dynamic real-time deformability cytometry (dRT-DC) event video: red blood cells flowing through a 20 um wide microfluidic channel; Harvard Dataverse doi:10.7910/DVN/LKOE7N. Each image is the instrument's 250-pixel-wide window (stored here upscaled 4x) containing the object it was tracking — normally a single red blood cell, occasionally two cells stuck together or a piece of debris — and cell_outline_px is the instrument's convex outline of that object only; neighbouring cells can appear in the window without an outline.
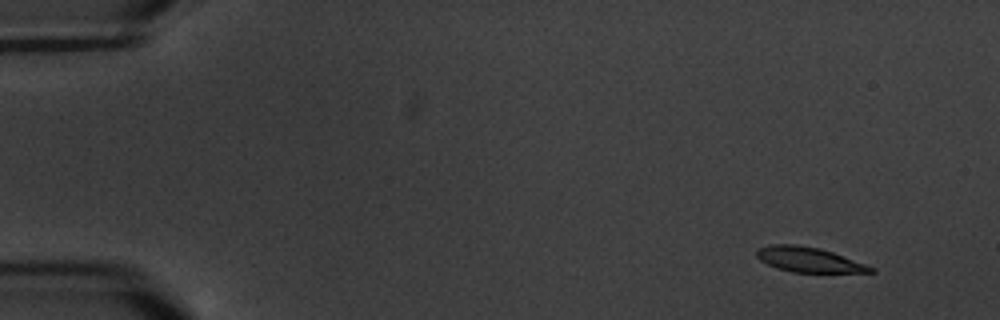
{"species": "common noctule bat (a hibernating species)", "species_latin": "Nyctalus noctula", "temperature_condition": "warm", "stored_images_in_passage": 5, "segment_of_instrument_passage": [1, 2], "camera_frame_rate_fps": 3000, "um_per_image_px": 0.085, "animal": {"sex": "male", "body_mass_g": 20.1, "forearm_length_mm": 53.5}, "frame": {"image": 1, "passage_image": 1, "time_ms": 0.0, "image_size_px": [1000, 320], "cell_outline_px": [[876, 272], [792, 272], [776, 268], [760, 260], [756, 256], [756, 248], [772, 244], [796, 244], [820, 248], [832, 252], [876, 268]], "centroid_in_image_um": [68.71, 22.06], "position_along_channel_um": 16.3, "area_um2": 16.53}}